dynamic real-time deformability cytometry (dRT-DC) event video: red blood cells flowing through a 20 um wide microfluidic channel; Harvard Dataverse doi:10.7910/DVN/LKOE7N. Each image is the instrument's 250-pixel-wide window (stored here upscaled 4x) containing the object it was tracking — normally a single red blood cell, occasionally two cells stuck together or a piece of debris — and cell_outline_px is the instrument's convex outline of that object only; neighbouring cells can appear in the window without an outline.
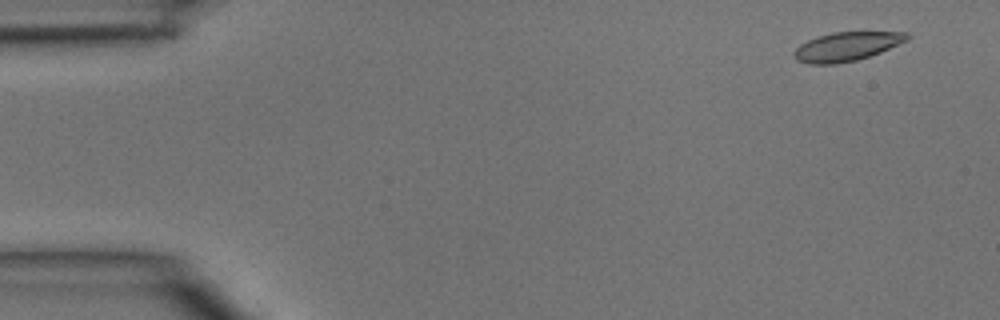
{"species": "common noctule bat (a hibernating species)", "species_latin": "Nyctalus noctula", "temperature_condition": "room temperature", "stored_images_in_passage": 4, "camera_frame_rate_fps": 3000, "um_per_image_px": 0.085, "animal": {"sex": "male", "body_mass_g": 15.6}, "frame": {"image": 1, "passage_image": 1, "time_ms": 0.0, "image_size_px": [1000, 320], "cell_outline_px": [[912, 36], [908, 40], [880, 52], [856, 60], [836, 64], [808, 64], [796, 60], [792, 56], [792, 52], [800, 44], [816, 36], [832, 32], [908, 32]], "centroid_in_image_um": [71.93, 3.95], "position_along_channel_um": 13.1, "area_um2": 19.19}}
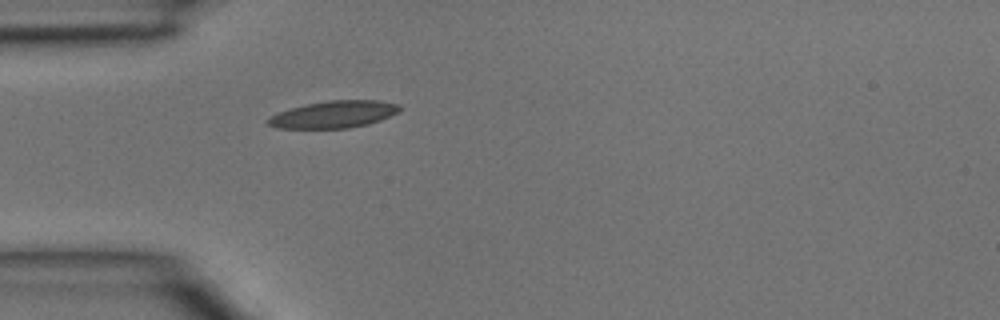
{"frame": {"image": 2, "passage_image": 4, "time_ms": 1.0, "image_size_px": [1000, 320], "cell_outline_px": [[400, 108], [396, 112], [380, 120], [368, 124], [348, 128], [276, 128], [268, 124], [264, 120], [280, 112], [292, 108], [308, 104], [328, 100], [380, 100], [400, 104]], "centroid_in_image_um": [28.37, 9.72], "position_along_channel_um": 56.6, "area_um2": 20.52}}